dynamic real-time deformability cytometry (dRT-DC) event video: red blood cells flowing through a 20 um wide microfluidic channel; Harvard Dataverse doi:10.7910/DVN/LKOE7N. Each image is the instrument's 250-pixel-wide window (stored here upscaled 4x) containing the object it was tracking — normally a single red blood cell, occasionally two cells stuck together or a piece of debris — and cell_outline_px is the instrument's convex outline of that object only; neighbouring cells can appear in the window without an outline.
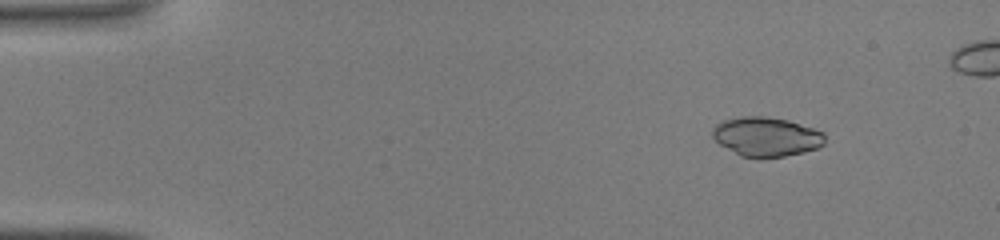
{"species": "common noctule bat (a hibernating species)", "species_latin": "Nyctalus noctula", "temperature_condition": "warm", "stored_images_in_passage": 43, "camera_frame_rate_fps": 3000, "um_per_image_px": 0.085, "animal": {"sex": "male", "body_mass_g": 19.0, "forearm_length_mm": 50.8}, "frame": {"image": 1, "passage_image": 6, "time_ms": 1.667, "image_size_px": [1000, 240], "cell_outline_px": [[824, 144], [816, 148], [804, 152], [784, 156], [740, 156], [720, 144], [712, 136], [712, 128], [716, 124], [724, 120], [740, 116], [764, 116], [788, 120], [824, 132]], "centroid_in_image_um": [65.12, 11.6], "position_along_channel_um": 19.9, "area_um2": 25.37}}
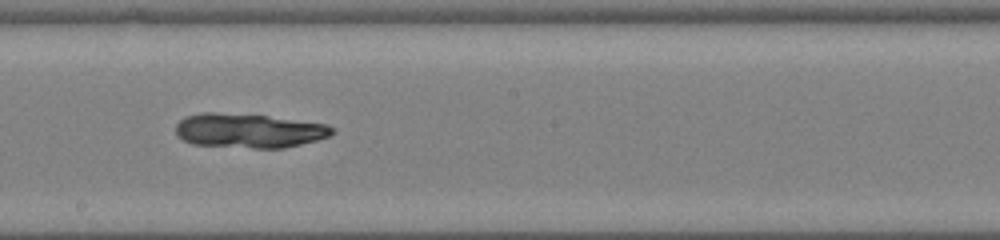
{"frame": {"image": 2, "passage_image": 26, "time_ms": 8.333, "image_size_px": [1000, 240], "cell_outline_px": [[336, 132], [332, 136], [284, 148], [252, 148], [192, 144], [176, 136], [176, 124], [184, 116], [200, 112], [216, 112], [268, 116], [328, 124]], "centroid_in_image_um": [21.14, 11.1], "position_along_channel_um": 227.1, "area_um2": 31.5}}
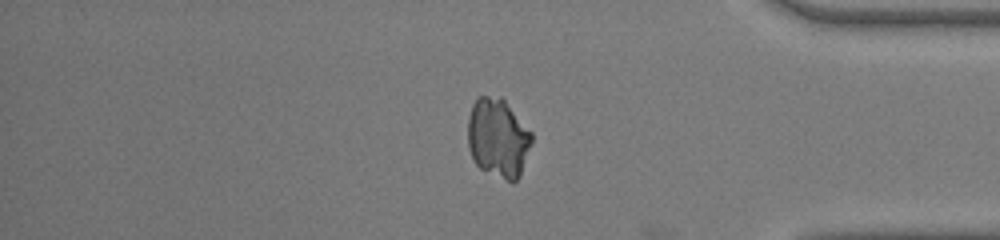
{"frame": {"image": 3, "passage_image": 38, "time_ms": 12.333, "image_size_px": [1000, 240], "cell_outline_px": [[532, 144], [520, 176], [512, 184], [480, 168], [476, 164], [468, 148], [468, 116], [472, 104], [476, 96], [500, 96], [504, 100], [532, 132]], "centroid_in_image_um": [42.33, 11.73], "position_along_channel_um": 392.9, "area_um2": 29.77}}